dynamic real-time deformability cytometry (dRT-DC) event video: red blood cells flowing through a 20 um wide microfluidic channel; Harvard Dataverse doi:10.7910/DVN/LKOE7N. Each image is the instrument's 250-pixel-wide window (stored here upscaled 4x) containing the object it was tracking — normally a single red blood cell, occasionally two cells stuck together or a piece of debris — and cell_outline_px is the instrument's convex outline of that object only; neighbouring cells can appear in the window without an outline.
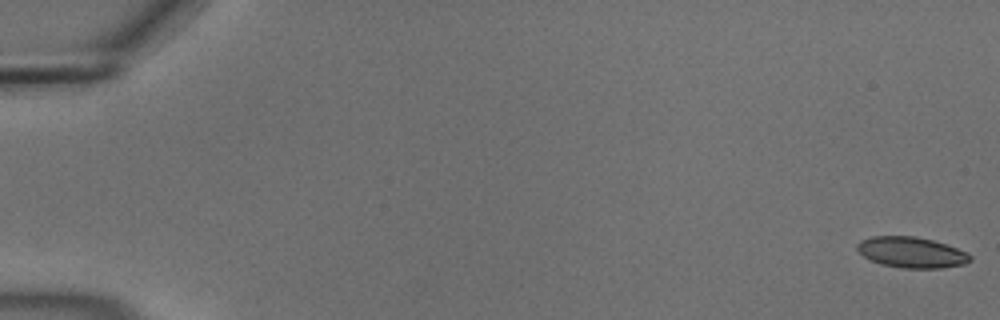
{"species": "common noctule bat (a hibernating species)", "species_latin": "Nyctalus noctula", "temperature_condition": "cold", "stored_images_in_passage": 56, "camera_frame_rate_fps": 3000, "um_per_image_px": 0.085, "animal": {"sex": "male", "body_mass_g": 18.8}, "frame": {"image": 1, "passage_image": 1, "time_ms": 0.0, "image_size_px": [1000, 320], "cell_outline_px": [[972, 260], [964, 264], [940, 268], [904, 268], [880, 264], [864, 256], [856, 248], [856, 244], [860, 240], [872, 236], [916, 236], [932, 240], [968, 252], [972, 256]], "centroid_in_image_um": [77.48, 21.45], "position_along_channel_um": 7.5, "area_um2": 20.23}}
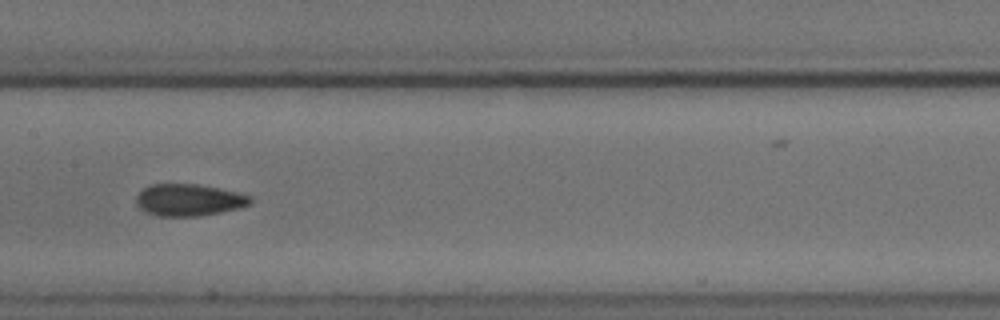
{"frame": {"image": 2, "passage_image": 29, "time_ms": 9.333, "image_size_px": [1000, 320], "cell_outline_px": [[252, 200], [248, 204], [240, 208], [220, 212], [196, 216], [160, 216], [148, 212], [140, 208], [136, 204], [136, 196], [148, 184], [196, 184], [220, 188], [252, 196]], "centroid_in_image_um": [16.05, 16.99], "position_along_channel_um": 191.4, "area_um2": 21.1}}
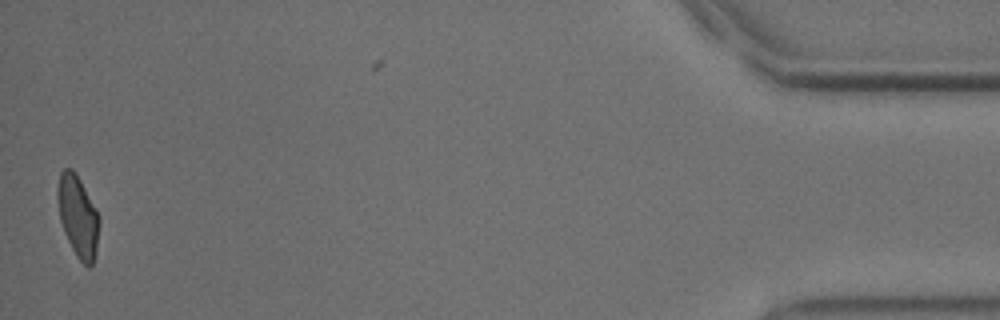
{"frame": {"image": 3, "passage_image": 55, "time_ms": 18.0, "image_size_px": [1000, 320], "cell_outline_px": [[100, 220], [96, 248], [92, 264], [88, 268], [76, 256], [64, 232], [60, 220], [56, 196], [56, 188], [60, 172], [64, 168], [72, 168], [80, 180], [100, 216]], "centroid_in_image_um": [6.6, 18.35], "position_along_channel_um": 428.6, "area_um2": 19.77}, "authors_computed_cell_mechanics": {"area_um2": 20.4901, "velocity_mm_per_s": 3.697, "shape_relaxation_time_tau1_ms": 7.7609, "shape_relaxation_time_tau2_ms": 2.0995, "deformation_change_tau1": 0.1578, "deformation_change_tau2": 0.0809}}